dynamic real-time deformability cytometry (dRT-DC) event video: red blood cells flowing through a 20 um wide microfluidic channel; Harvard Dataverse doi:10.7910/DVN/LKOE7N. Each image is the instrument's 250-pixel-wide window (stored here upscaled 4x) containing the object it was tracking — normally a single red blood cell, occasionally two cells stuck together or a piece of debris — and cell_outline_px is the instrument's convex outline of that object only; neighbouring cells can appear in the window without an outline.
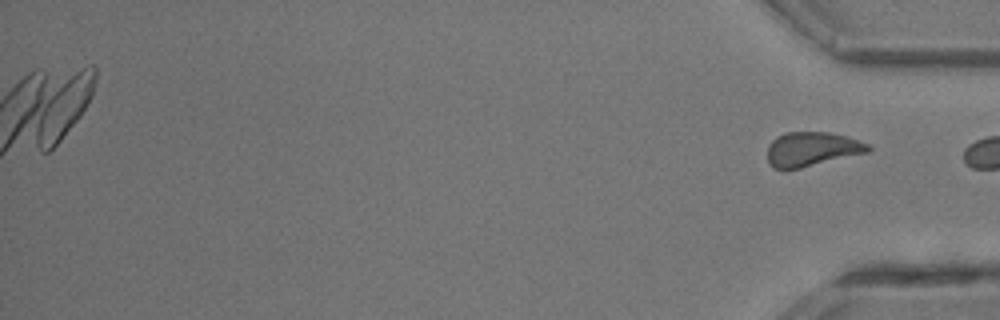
{"species": "common noctule bat (a hibernating species)", "species_latin": "Nyctalus noctula", "temperature_condition": "room temperature", "stored_images_in_passage": 27, "camera_frame_rate_fps": 3000, "um_per_image_px": 0.085, "animal": {"sex": "male", "body_mass_g": 13.3}, "frame": {"image": 1, "passage_image": 27, "time_ms": 8.667, "image_size_px": [1000, 320], "cell_outline_px": [[872, 148], [868, 152], [784, 172], [772, 168], [768, 160], [768, 144], [776, 136], [784, 132], [828, 132], [844, 136], [868, 144]], "centroid_in_image_um": [68.93, 12.7], "position_along_channel_um": 366.3, "area_um2": 20.35}}